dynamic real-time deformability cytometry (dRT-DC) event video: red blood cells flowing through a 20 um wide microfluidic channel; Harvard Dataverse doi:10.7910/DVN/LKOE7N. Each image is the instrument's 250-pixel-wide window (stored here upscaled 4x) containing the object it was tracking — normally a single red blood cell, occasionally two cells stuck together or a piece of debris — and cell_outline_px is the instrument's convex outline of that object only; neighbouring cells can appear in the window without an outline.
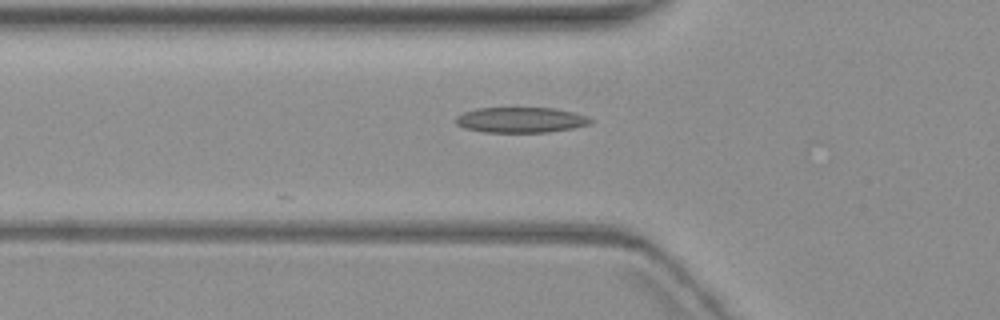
{"species": "common noctule bat (a hibernating species)", "species_latin": "Nyctalus noctula", "temperature_condition": "warm", "stored_images_in_passage": 7, "camera_frame_rate_fps": 3000, "um_per_image_px": 0.085, "animal": {"sex": "female", "body_mass_g": 19.3, "forearm_length_mm": 54.1}, "frame": {"image": 1, "passage_image": 6, "time_ms": 6.333, "image_size_px": [1000, 320], "cell_outline_px": [[596, 120], [588, 124], [572, 128], [548, 132], [484, 132], [464, 128], [456, 124], [456, 116], [464, 112], [476, 108], [552, 108], [572, 112], [588, 116]], "centroid_in_image_um": [44.26, 10.19], "position_along_channel_um": 81.5, "area_um2": 19.94}}
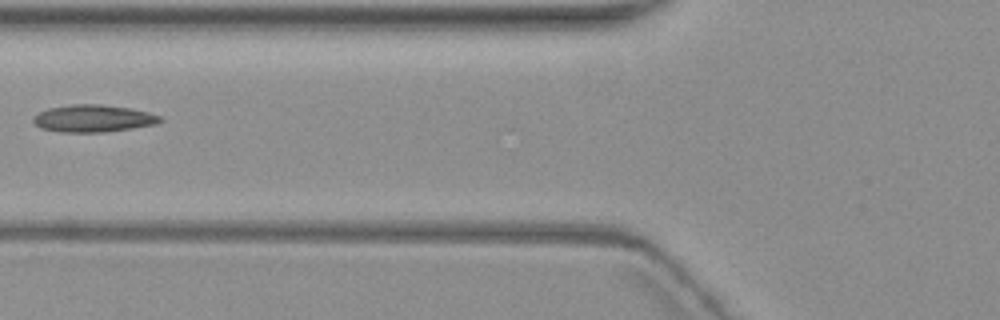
{"frame": {"image": 2, "passage_image": 7, "time_ms": 7.333, "image_size_px": [1000, 320], "cell_outline_px": [[164, 120], [156, 124], [132, 128], [104, 132], [60, 132], [40, 128], [32, 120], [40, 112], [48, 108], [72, 104], [100, 104], [128, 108], [148, 112], [164, 116]], "centroid_in_image_um": [7.97, 10.07], "position_along_channel_um": 117.8, "area_um2": 20.11}}